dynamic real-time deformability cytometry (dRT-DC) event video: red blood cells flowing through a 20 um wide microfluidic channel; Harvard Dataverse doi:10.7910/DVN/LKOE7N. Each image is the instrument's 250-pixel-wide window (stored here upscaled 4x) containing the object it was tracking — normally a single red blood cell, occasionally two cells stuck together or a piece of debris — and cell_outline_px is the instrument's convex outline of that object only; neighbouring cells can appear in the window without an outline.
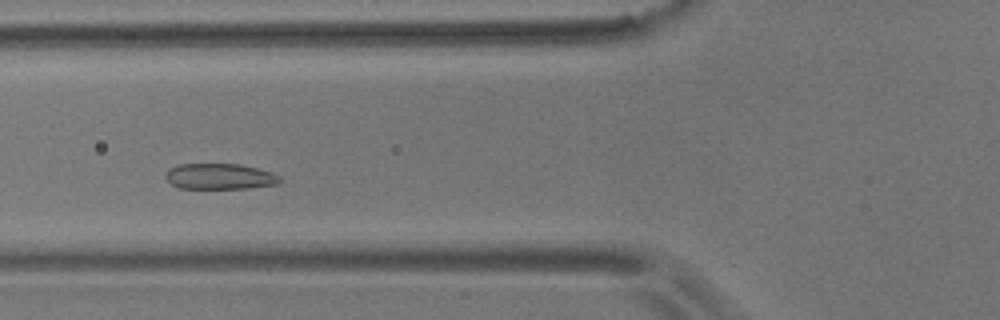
{"species": "common noctule bat (a hibernating species)", "species_latin": "Nyctalus noctula", "temperature_condition": "room temperature", "stored_images_in_passage": 58, "camera_frame_rate_fps": 3000, "um_per_image_px": 0.085, "animal": {"sex": "male", "body_mass_g": 17.9}, "frame": {"image": 1, "passage_image": 22, "time_ms": 7.0, "image_size_px": [1000, 320], "cell_outline_px": [[280, 180], [276, 184], [244, 188], [180, 188], [172, 184], [164, 176], [164, 172], [168, 168], [180, 164], [240, 164], [272, 172], [280, 176]], "centroid_in_image_um": [18.63, 14.98], "position_along_channel_um": 107.2, "area_um2": 17.05}}
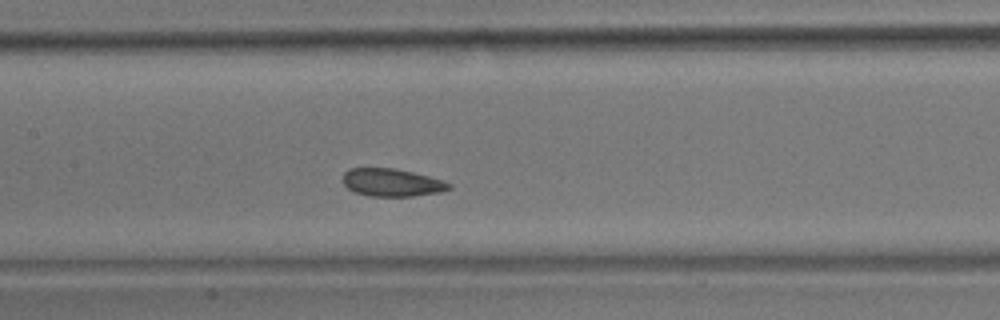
{"frame": {"image": 2, "passage_image": 28, "time_ms": 9.0, "image_size_px": [1000, 320], "cell_outline_px": [[452, 188], [440, 192], [412, 196], [368, 196], [352, 192], [344, 184], [344, 172], [348, 168], [392, 168], [412, 172], [444, 180], [452, 184]], "centroid_in_image_um": [33.31, 15.52], "position_along_channel_um": 174.1, "area_um2": 17.22}}
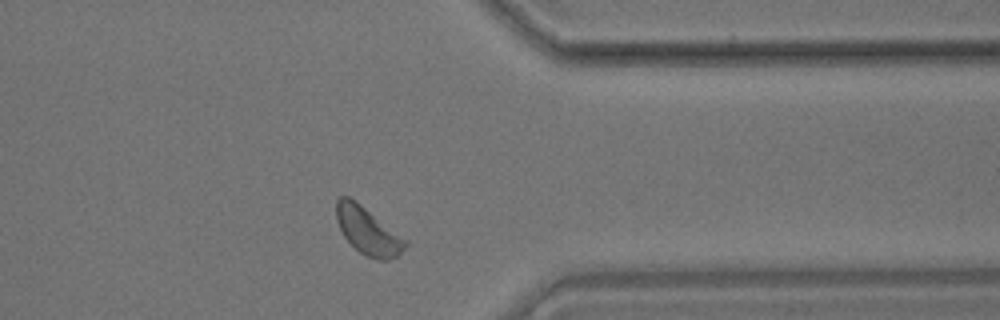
{"frame": {"image": 3, "passage_image": 47, "time_ms": 15.333, "image_size_px": [1000, 320], "cell_outline_px": [[408, 244], [400, 256], [388, 260], [380, 260], [368, 256], [360, 252], [344, 236], [336, 220], [336, 200], [340, 196], [348, 196], [356, 200], [408, 240]], "centroid_in_image_um": [31.3, 19.61], "position_along_channel_um": 380.1, "area_um2": 19.13}, "authors_computed_cell_mechanics": {"area_um2": 18.6983, "velocity_mm_per_s": 3.3703, "shape_relaxation_time_tau1_ms": 11.333, "shape_relaxation_time_tau2_ms": 1.6896, "deformation_change_tau1": 0.1498, "deformation_change_tau2": 0.0706}}